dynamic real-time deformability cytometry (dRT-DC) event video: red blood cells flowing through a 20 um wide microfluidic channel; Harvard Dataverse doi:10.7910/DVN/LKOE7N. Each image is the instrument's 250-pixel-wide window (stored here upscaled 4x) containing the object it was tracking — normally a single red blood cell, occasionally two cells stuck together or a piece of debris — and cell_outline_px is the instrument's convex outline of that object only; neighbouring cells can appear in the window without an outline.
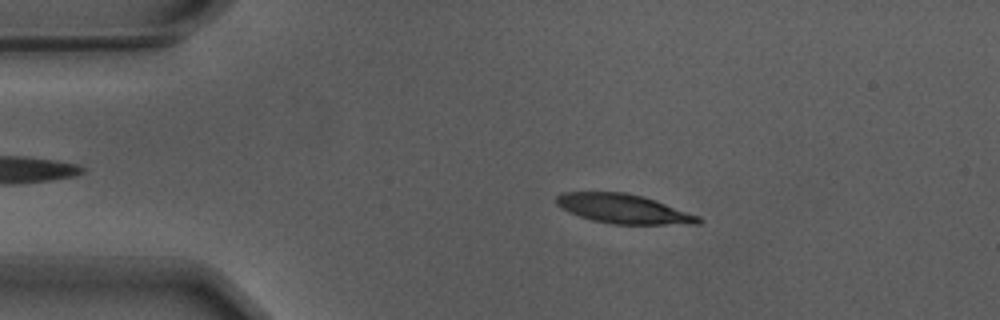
{"species": "Egyptian fruit bat (a non-hibernating species)", "species_latin": "Rousettus aegyptiacus", "temperature_condition": "warm", "stored_images_in_passage": 53, "camera_frame_rate_fps": 3000, "um_per_image_px": 0.085, "animal": {"sex": "male"}, "frame": {"image": 1, "passage_image": 8, "time_ms": 2.333, "image_size_px": [1000, 320], "cell_outline_px": [[704, 220], [700, 224], [612, 224], [592, 220], [568, 212], [556, 204], [556, 196], [560, 192], [624, 192], [644, 196], [656, 200], [700, 216]], "centroid_in_image_um": [53.01, 17.75], "position_along_channel_um": 32.0, "area_um2": 24.39}}
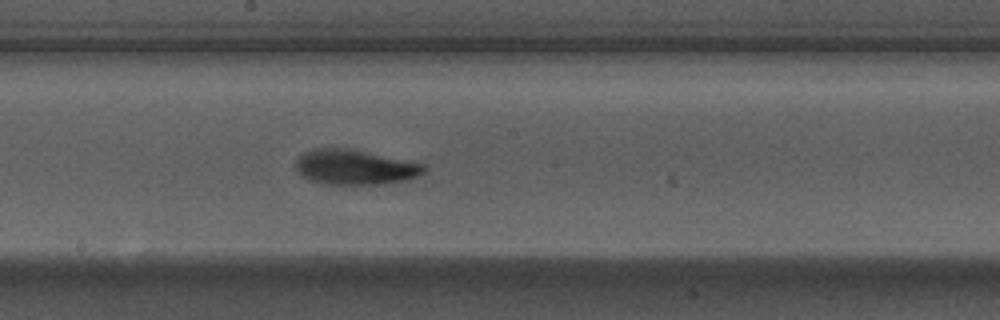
{"frame": {"image": 2, "passage_image": 27, "time_ms": 8.667, "image_size_px": [1000, 320], "cell_outline_px": [[428, 168], [424, 172], [408, 180], [380, 184], [328, 184], [308, 180], [300, 176], [296, 172], [296, 160], [304, 152], [316, 148], [344, 148], [408, 160], [424, 164]], "centroid_in_image_um": [30.15, 14.22], "position_along_channel_um": 218.1, "area_um2": 26.13}}
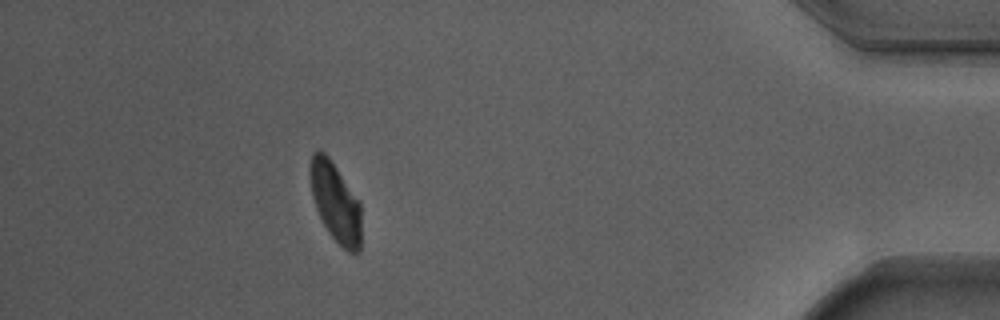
{"frame": {"image": 3, "passage_image": 47, "time_ms": 15.333, "image_size_px": [1000, 320], "cell_outline_px": [[360, 252], [356, 256], [348, 252], [328, 232], [316, 208], [312, 196], [308, 176], [308, 172], [312, 152], [324, 152], [328, 156], [360, 200]], "centroid_in_image_um": [28.51, 17.19], "position_along_channel_um": 406.7, "area_um2": 23.81}, "authors_computed_cell_mechanics": {"area_um2": 25.0852, "velocity_mm_per_s": 3.6741, "shape_relaxation_time_tau1_ms": 3.2035, "shape_relaxation_time_tau2_ms": 1.0909, "deformation_change_tau1": 0.1447, "deformation_change_tau2": 0.065}}